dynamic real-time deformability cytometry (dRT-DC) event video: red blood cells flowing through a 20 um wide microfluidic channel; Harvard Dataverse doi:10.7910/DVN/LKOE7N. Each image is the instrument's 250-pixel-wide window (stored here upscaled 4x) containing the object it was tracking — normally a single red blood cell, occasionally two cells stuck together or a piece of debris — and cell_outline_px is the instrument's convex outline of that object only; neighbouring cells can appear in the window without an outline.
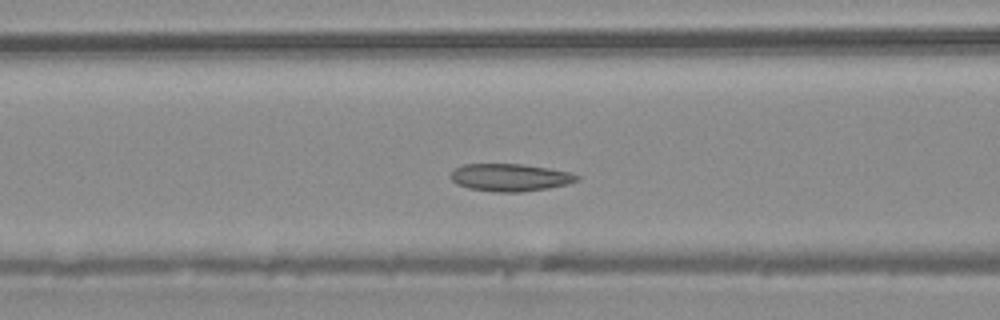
{"species": "common noctule bat (a hibernating species)", "species_latin": "Nyctalus noctula", "temperature_condition": "warm", "stored_images_in_passage": 44, "camera_frame_rate_fps": 3000, "um_per_image_px": 0.085, "animal": {"sex": "male", "body_mass_g": 20.4}, "frame": {"image": 1, "passage_image": 16, "time_ms": 5.0, "image_size_px": [1000, 320], "cell_outline_px": [[580, 180], [568, 184], [548, 188], [520, 192], [496, 192], [468, 188], [456, 184], [448, 176], [452, 168], [464, 164], [524, 164], [572, 172], [580, 176]], "centroid_in_image_um": [43.34, 15.08], "position_along_channel_um": 123.3, "area_um2": 20.58}}
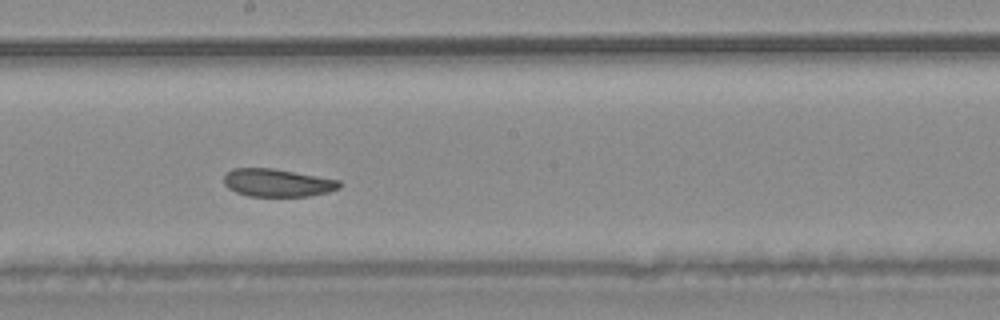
{"frame": {"image": 2, "passage_image": 23, "time_ms": 7.333, "image_size_px": [1000, 320], "cell_outline_px": [[344, 184], [340, 188], [328, 192], [312, 196], [248, 196], [236, 192], [228, 188], [224, 184], [224, 176], [232, 168], [272, 168], [340, 180]], "centroid_in_image_um": [23.61, 15.54], "position_along_channel_um": 224.6, "area_um2": 18.84}}
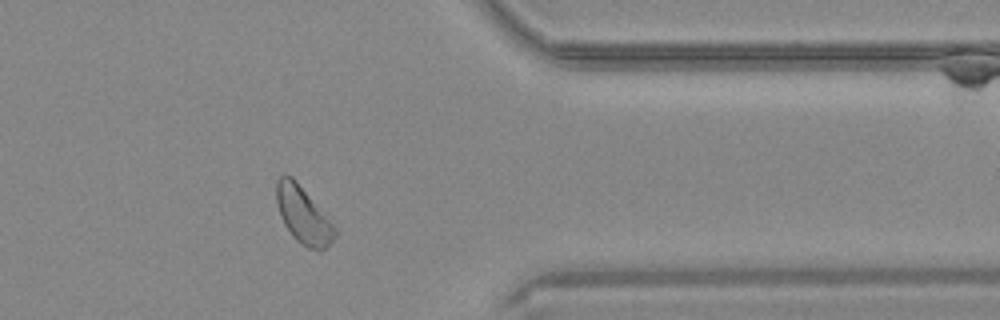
{"frame": {"image": 3, "passage_image": 35, "time_ms": 11.333, "image_size_px": [1000, 320], "cell_outline_px": [[336, 236], [320, 252], [308, 248], [300, 244], [292, 236], [284, 224], [280, 216], [276, 200], [276, 180], [284, 172], [292, 176], [296, 180], [332, 224], [336, 232]], "centroid_in_image_um": [25.72, 18.27], "position_along_channel_um": 385.7, "area_um2": 19.13}}